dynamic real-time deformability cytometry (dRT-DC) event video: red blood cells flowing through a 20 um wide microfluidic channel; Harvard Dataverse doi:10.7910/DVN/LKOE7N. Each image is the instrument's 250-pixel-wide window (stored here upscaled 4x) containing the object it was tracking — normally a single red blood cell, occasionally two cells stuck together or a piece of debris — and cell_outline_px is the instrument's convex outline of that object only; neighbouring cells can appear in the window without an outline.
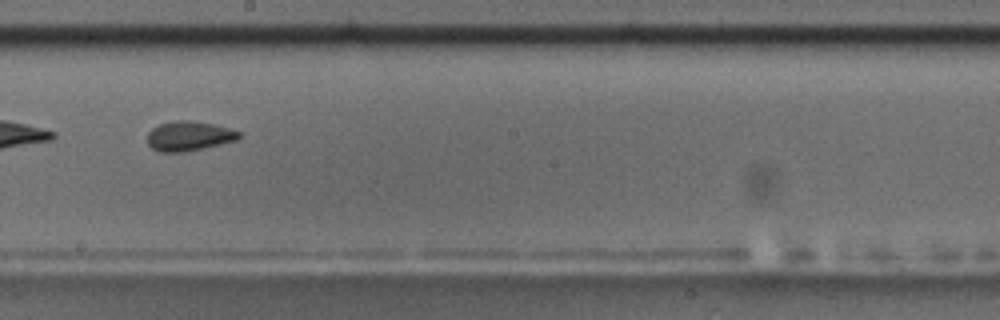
{"species": "common noctule bat (a hibernating species)", "species_latin": "Nyctalus noctula", "temperature_condition": "room temperature", "stored_images_in_passage": 13, "segment_of_instrument_passage": [2, 2], "camera_frame_rate_fps": 3000, "um_per_image_px": 0.085, "animal": {"sex": "male", "body_mass_g": 17.5, "forearm_length_mm": 52.3}, "frame": {"image": 1, "passage_image": 8, "time_ms": 9.0, "image_size_px": [1000, 320], "cell_outline_px": [[240, 136], [236, 140], [204, 148], [184, 152], [160, 152], [152, 148], [148, 144], [148, 132], [152, 128], [160, 124], [172, 120], [188, 120], [212, 124], [228, 128], [240, 132]], "centroid_in_image_um": [16.03, 11.56], "position_along_channel_um": 232.2, "area_um2": 15.72}}